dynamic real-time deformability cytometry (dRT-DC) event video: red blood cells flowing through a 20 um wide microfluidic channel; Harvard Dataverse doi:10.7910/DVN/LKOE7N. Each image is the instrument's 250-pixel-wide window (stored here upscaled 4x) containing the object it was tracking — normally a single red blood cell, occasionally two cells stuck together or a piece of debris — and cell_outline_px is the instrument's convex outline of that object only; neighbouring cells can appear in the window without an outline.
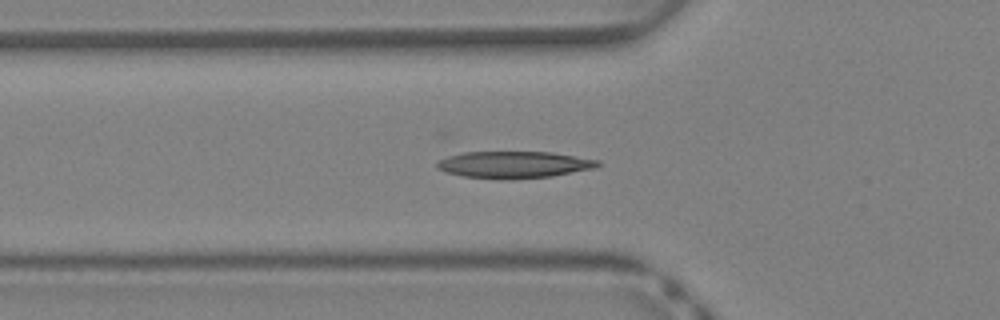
{"species": "Egyptian fruit bat (a non-hibernating species)", "species_latin": "Rousettus aegyptiacus", "temperature_condition": "warm", "stored_images_in_passage": 29, "camera_frame_rate_fps": 3000, "um_per_image_px": 0.085, "animal": {"sex": "female"}, "frame": {"image": 1, "passage_image": 8, "time_ms": 2.333, "image_size_px": [1000, 320], "cell_outline_px": [[600, 164], [596, 168], [552, 176], [508, 180], [504, 180], [464, 176], [444, 172], [436, 168], [436, 164], [440, 160], [448, 156], [464, 152], [552, 152], [600, 160]], "centroid_in_image_um": [43.7, 14.0], "position_along_channel_um": 82.1, "area_um2": 25.32}}
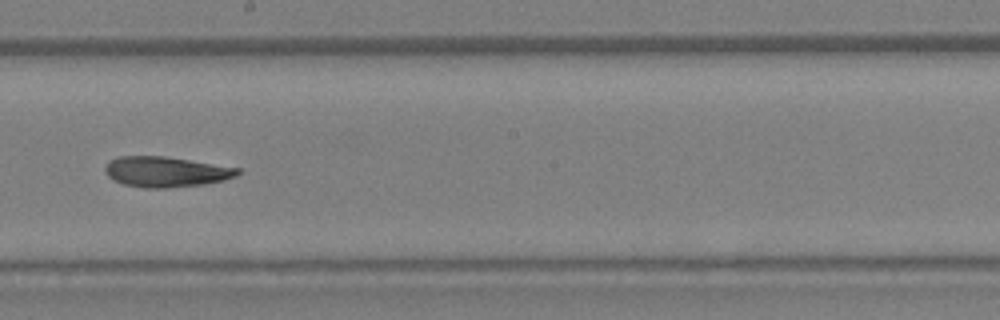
{"frame": {"image": 2, "passage_image": 17, "time_ms": 5.333, "image_size_px": [1000, 320], "cell_outline_px": [[240, 172], [236, 176], [224, 180], [204, 184], [164, 188], [144, 188], [124, 184], [112, 180], [108, 176], [104, 168], [108, 160], [116, 156], [164, 156], [240, 168]], "centroid_in_image_um": [14.06, 14.6], "position_along_channel_um": 234.1, "area_um2": 23.52}}
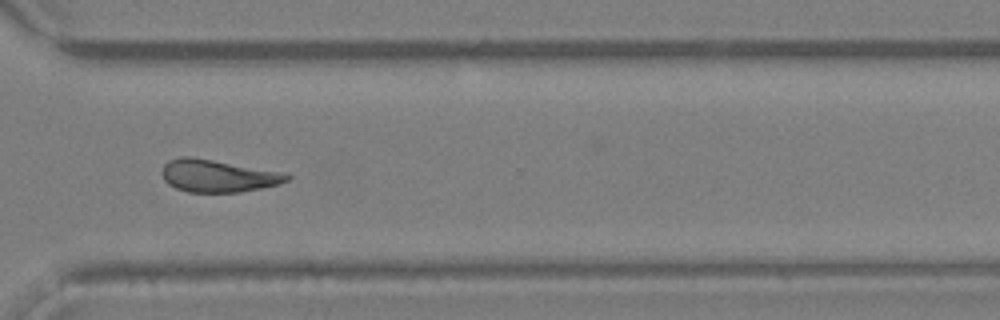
{"frame": {"image": 3, "passage_image": 24, "time_ms": 7.667, "image_size_px": [1000, 320], "cell_outline_px": [[292, 176], [288, 180], [280, 184], [240, 192], [188, 192], [176, 188], [168, 184], [164, 180], [160, 172], [164, 164], [168, 160], [180, 156], [188, 156], [288, 172]], "centroid_in_image_um": [18.54, 14.94], "position_along_channel_um": 352.1, "area_um2": 23.93}}